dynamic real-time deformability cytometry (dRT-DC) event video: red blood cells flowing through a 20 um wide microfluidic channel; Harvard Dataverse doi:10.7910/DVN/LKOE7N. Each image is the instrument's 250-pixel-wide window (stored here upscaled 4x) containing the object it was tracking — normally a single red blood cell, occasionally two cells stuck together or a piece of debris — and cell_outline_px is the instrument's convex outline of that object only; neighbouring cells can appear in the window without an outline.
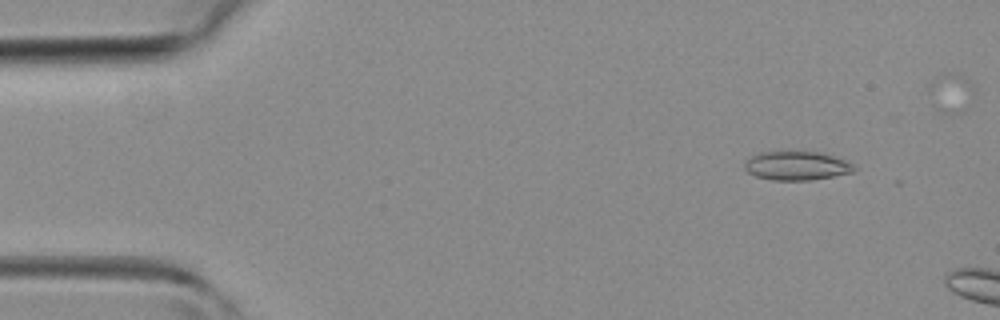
{"species": "common noctule bat (a hibernating species)", "species_latin": "Nyctalus noctula", "temperature_condition": "room temperature", "stored_images_in_passage": 7, "camera_frame_rate_fps": 3000, "um_per_image_px": 0.085, "animal": {"sex": "female", "body_mass_g": 19.3, "forearm_length_mm": 54.1}, "frame": {"image": 1, "passage_image": 4, "time_ms": 1.0, "image_size_px": [1000, 320], "cell_outline_px": [[856, 172], [812, 180], [772, 180], [756, 176], [748, 172], [744, 168], [744, 164], [752, 156], [760, 152], [820, 152], [844, 160], [852, 164], [856, 168]], "centroid_in_image_um": [67.74, 14.1], "position_along_channel_um": 17.3, "area_um2": 18.26}}